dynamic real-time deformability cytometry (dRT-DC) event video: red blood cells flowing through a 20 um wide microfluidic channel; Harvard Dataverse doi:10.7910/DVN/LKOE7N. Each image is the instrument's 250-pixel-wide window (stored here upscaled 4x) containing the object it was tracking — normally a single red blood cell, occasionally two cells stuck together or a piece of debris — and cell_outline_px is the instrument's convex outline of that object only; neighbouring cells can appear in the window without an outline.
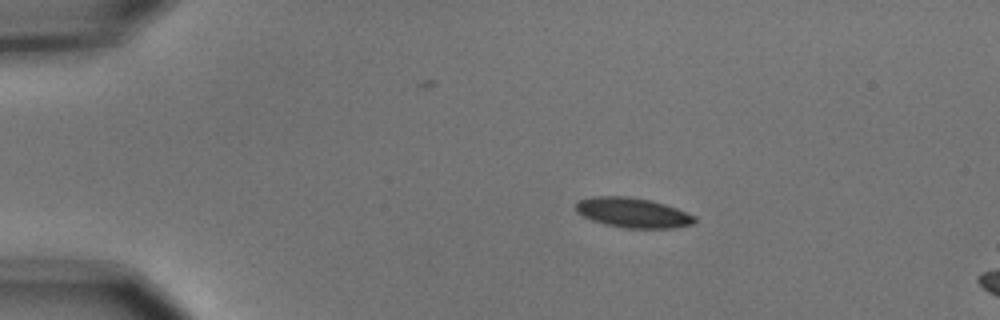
{"species": "common noctule bat (a hibernating species)", "species_latin": "Nyctalus noctula", "temperature_condition": "cold", "stored_images_in_passage": 16, "camera_frame_rate_fps": 3000, "um_per_image_px": 0.085, "animal": {"sex": "male", "body_mass_g": 15.6}, "frame": {"image": 1, "passage_image": 10, "time_ms": 3.0, "image_size_px": [1000, 320], "cell_outline_px": [[696, 220], [692, 224], [676, 228], [624, 228], [604, 224], [592, 220], [576, 212], [576, 204], [580, 200], [592, 196], [624, 196], [648, 200], [664, 204], [676, 208], [696, 216]], "centroid_in_image_um": [53.79, 18.09], "position_along_channel_um": 31.2, "area_um2": 20.58}}